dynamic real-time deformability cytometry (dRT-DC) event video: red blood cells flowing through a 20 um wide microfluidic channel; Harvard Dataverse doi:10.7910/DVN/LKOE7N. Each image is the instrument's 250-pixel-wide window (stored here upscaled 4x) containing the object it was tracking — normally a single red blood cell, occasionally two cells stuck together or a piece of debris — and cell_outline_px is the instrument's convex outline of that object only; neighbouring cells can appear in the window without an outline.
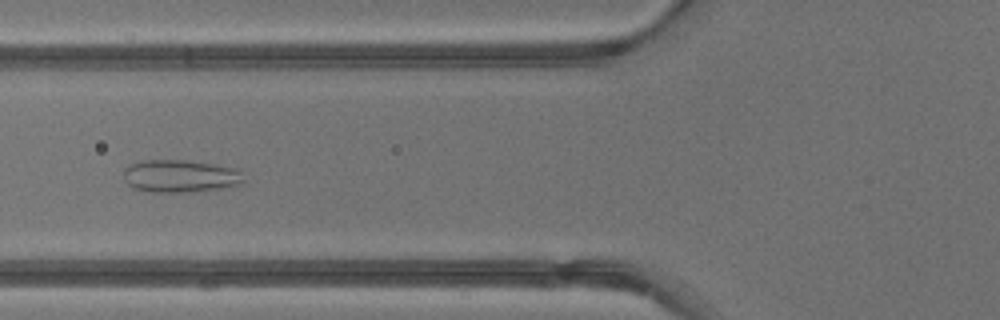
{"species": "common noctule bat (a hibernating species)", "species_latin": "Nyctalus noctula", "temperature_condition": "warm", "stored_images_in_passage": 7, "camera_frame_rate_fps": 3000, "um_per_image_px": 0.085, "animal": {"sex": "male", "body_mass_g": 13.3}, "frame": {"image": 1, "passage_image": 3, "time_ms": 0.667, "image_size_px": [1000, 320], "cell_outline_px": [[244, 184], [220, 188], [192, 192], [148, 192], [132, 188], [124, 180], [124, 168], [132, 164], [144, 160], [184, 160], [240, 168], [244, 180]], "centroid_in_image_um": [15.34, 14.97], "position_along_channel_um": 110.5, "area_um2": 23.06}}